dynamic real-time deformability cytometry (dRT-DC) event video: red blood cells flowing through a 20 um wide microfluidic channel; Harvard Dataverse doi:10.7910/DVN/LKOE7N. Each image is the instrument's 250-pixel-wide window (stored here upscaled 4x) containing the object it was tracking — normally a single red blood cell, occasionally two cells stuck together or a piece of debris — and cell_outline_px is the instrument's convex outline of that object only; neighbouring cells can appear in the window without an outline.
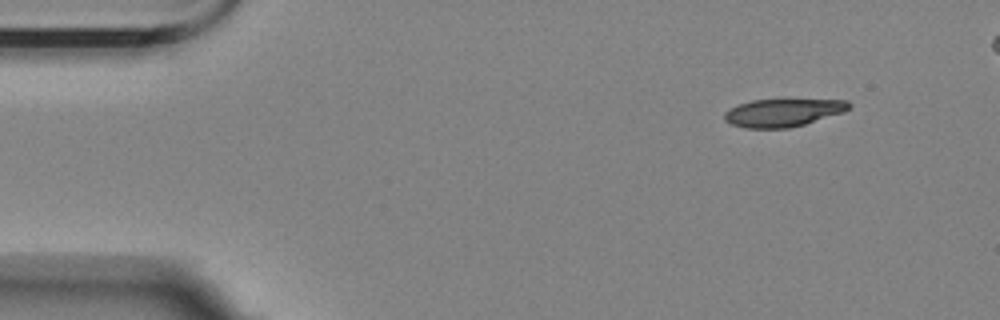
{"species": "Egyptian fruit bat (a non-hibernating species)", "species_latin": "Rousettus aegyptiacus", "temperature_condition": "room temperature", "stored_images_in_passage": 50, "camera_frame_rate_fps": 3000, "um_per_image_px": 0.085, "animal": {"sex": "female"}, "frame": {"image": 1, "passage_image": 1, "time_ms": 0.0, "image_size_px": [1000, 320], "cell_outline_px": [[852, 104], [844, 112], [804, 124], [788, 128], [744, 128], [732, 124], [724, 120], [724, 112], [728, 108], [752, 100], [848, 100]], "centroid_in_image_um": [66.53, 9.58], "position_along_channel_um": 18.5, "area_um2": 20.06}}
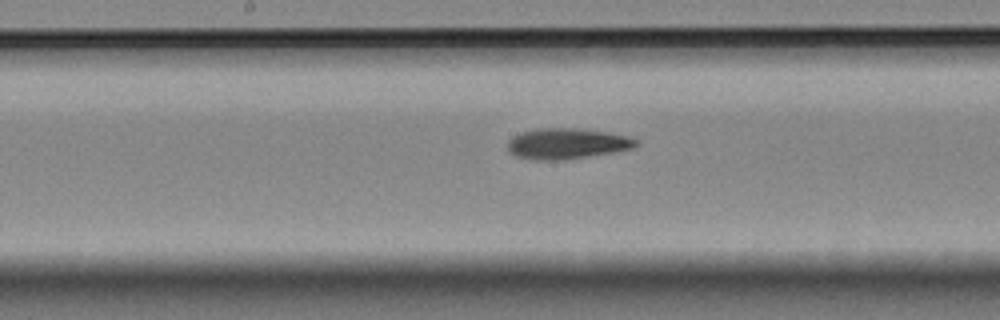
{"frame": {"image": 2, "passage_image": 24, "time_ms": 7.667, "image_size_px": [1000, 320], "cell_outline_px": [[640, 144], [632, 148], [612, 152], [564, 160], [532, 160], [516, 156], [508, 152], [508, 140], [512, 136], [520, 132], [536, 128], [576, 128], [608, 132], [632, 136], [640, 140]], "centroid_in_image_um": [48.2, 12.2], "position_along_channel_um": 200.0, "area_um2": 23.35}}
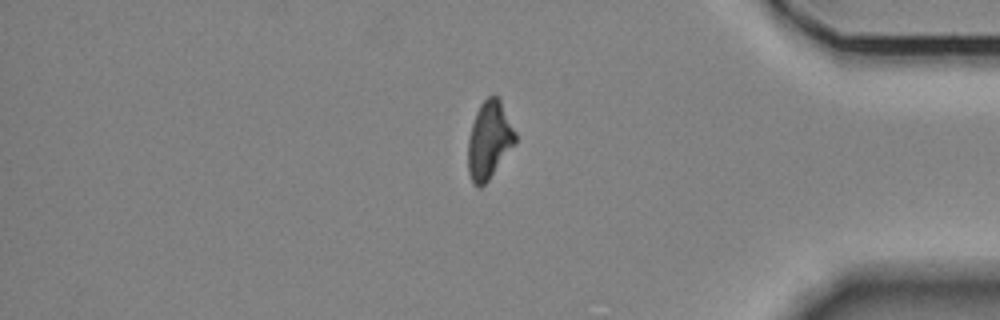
{"frame": {"image": 3, "passage_image": 43, "time_ms": 14.0, "image_size_px": [1000, 320], "cell_outline_px": [[516, 144], [488, 180], [480, 188], [472, 180], [468, 172], [468, 140], [472, 124], [476, 112], [480, 104], [488, 96], [496, 96], [500, 100], [516, 132]], "centroid_in_image_um": [41.59, 11.91], "position_along_channel_um": 393.6, "area_um2": 21.21}}